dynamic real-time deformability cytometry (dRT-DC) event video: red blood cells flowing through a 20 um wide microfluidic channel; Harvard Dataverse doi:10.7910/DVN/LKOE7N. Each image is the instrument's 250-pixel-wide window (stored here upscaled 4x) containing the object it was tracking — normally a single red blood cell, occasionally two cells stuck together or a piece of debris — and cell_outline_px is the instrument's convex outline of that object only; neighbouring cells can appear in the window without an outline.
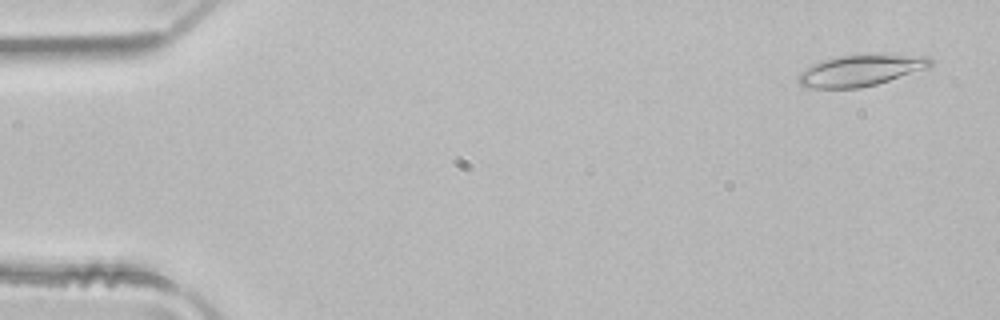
{"species": "common noctule bat (a hibernating species)", "species_latin": "Nyctalus noctula", "temperature_condition": "room temperature", "stored_images_in_passage": 4, "camera_frame_rate_fps": 3000, "um_per_image_px": 0.085, "animal": {"sex": "male", "body_mass_g": 21.5, "forearm_length_mm": 52.0}, "frame": {"image": 1, "passage_image": 1, "time_ms": 0.0, "image_size_px": [1000, 320], "cell_outline_px": [[932, 64], [928, 68], [876, 84], [860, 88], [808, 88], [800, 84], [796, 80], [796, 76], [800, 72], [812, 64], [820, 60], [840, 56], [928, 56], [932, 60]], "centroid_in_image_um": [73.07, 6.02], "position_along_channel_um": 11.9, "area_um2": 23.52}}